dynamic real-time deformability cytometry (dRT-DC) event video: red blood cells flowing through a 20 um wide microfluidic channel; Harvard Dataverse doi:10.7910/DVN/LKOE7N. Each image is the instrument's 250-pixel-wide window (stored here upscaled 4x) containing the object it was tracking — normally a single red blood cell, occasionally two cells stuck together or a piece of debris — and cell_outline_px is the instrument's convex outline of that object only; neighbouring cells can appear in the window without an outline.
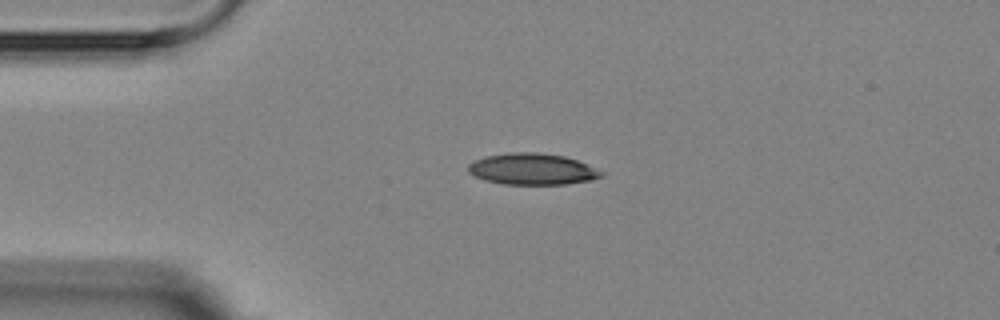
{"species": "Egyptian fruit bat (a non-hibernating species)", "species_latin": "Rousettus aegyptiacus", "temperature_condition": "room temperature", "stored_images_in_passage": 3, "camera_frame_rate_fps": 3000, "um_per_image_px": 0.085, "animal": {"sex": "female"}, "frame": {"image": 1, "passage_image": 1, "time_ms": 0.0, "image_size_px": [1000, 320], "cell_outline_px": [[604, 176], [592, 180], [568, 184], [504, 184], [484, 180], [468, 172], [468, 164], [484, 156], [508, 152], [536, 152], [564, 156], [576, 160], [604, 172]], "centroid_in_image_um": [45.24, 14.37], "position_along_channel_um": 39.8, "area_um2": 24.33}}
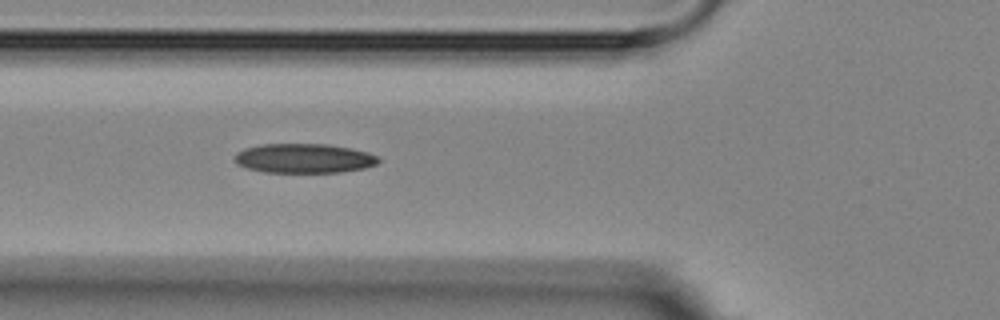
{"frame": {"image": 2, "passage_image": 3, "time_ms": 2.333, "image_size_px": [1000, 320], "cell_outline_px": [[380, 160], [376, 164], [364, 168], [340, 172], [264, 172], [248, 168], [236, 164], [232, 160], [232, 156], [236, 152], [244, 148], [260, 144], [328, 144], [368, 152], [376, 156]], "centroid_in_image_um": [25.76, 13.45], "position_along_channel_um": 100.0, "area_um2": 24.74}}